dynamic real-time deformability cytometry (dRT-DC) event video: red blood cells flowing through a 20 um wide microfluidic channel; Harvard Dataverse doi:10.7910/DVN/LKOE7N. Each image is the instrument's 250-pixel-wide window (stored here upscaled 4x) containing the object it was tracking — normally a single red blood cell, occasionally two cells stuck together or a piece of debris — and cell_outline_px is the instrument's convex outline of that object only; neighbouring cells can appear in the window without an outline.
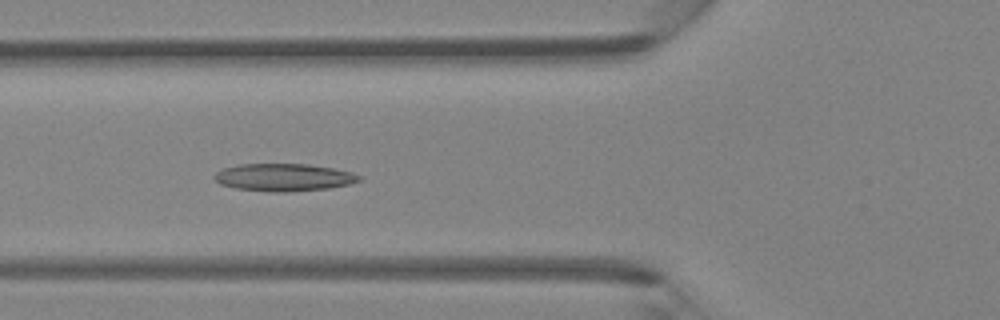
{"species": "Egyptian fruit bat (a non-hibernating species)", "species_latin": "Rousettus aegyptiacus", "temperature_condition": "room temperature", "stored_images_in_passage": 25, "camera_frame_rate_fps": 3000, "um_per_image_px": 0.085, "animal": {"sex": "female"}, "frame": {"image": 1, "passage_image": 7, "time_ms": 2.0, "image_size_px": [1000, 320], "cell_outline_px": [[360, 180], [348, 184], [328, 188], [288, 192], [268, 192], [236, 188], [220, 184], [212, 176], [216, 172], [224, 168], [236, 164], [308, 164], [332, 168], [352, 172], [360, 176]], "centroid_in_image_um": [24.08, 15.07], "position_along_channel_um": 101.7, "area_um2": 23.18}}
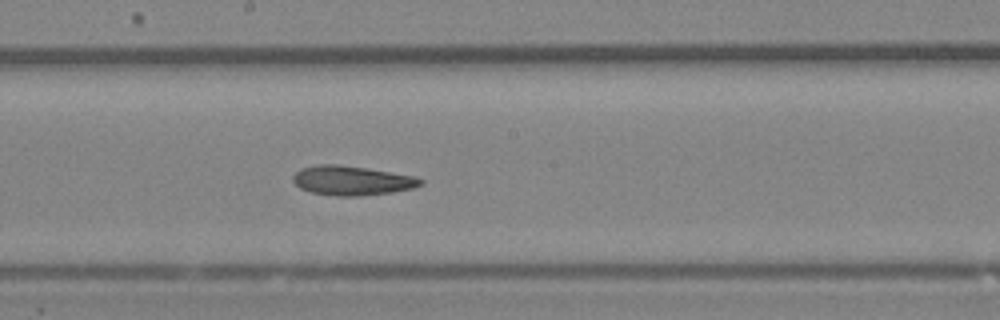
{"frame": {"image": 2, "passage_image": 15, "time_ms": 4.667, "image_size_px": [1000, 320], "cell_outline_px": [[424, 184], [412, 188], [392, 192], [360, 196], [336, 196], [312, 192], [300, 188], [292, 180], [292, 176], [300, 168], [316, 164], [336, 164], [364, 168], [416, 176], [424, 180]], "centroid_in_image_um": [29.9, 15.34], "position_along_channel_um": 218.3, "area_um2": 21.85}}
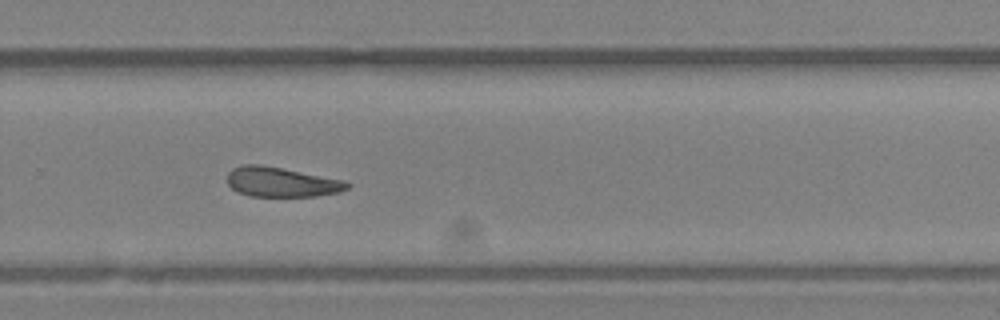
{"frame": {"image": 3, "passage_image": 21, "time_ms": 6.667, "image_size_px": [1000, 320], "cell_outline_px": [[352, 184], [348, 188], [340, 192], [316, 196], [248, 196], [232, 188], [228, 184], [228, 172], [232, 168], [244, 164], [260, 164], [344, 180]], "centroid_in_image_um": [23.93, 15.47], "position_along_channel_um": 305.9, "area_um2": 20.69}}